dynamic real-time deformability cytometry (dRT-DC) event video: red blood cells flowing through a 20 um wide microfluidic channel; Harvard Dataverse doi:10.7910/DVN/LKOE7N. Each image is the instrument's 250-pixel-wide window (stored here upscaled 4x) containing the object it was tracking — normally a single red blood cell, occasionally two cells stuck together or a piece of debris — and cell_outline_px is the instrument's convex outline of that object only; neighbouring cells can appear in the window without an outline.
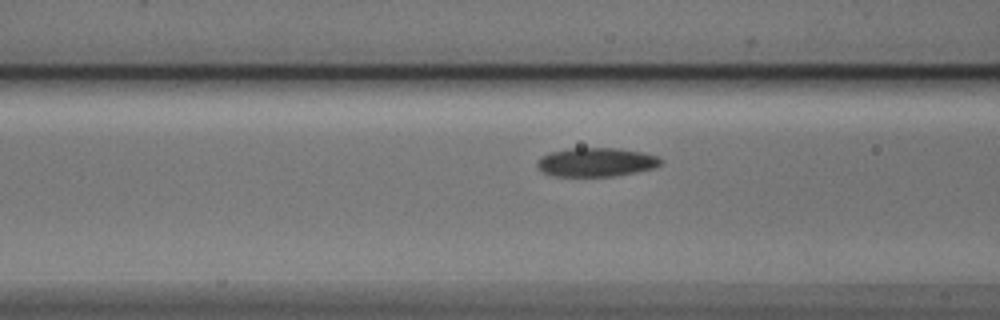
{"species": "Egyptian fruit bat (a non-hibernating species)", "species_latin": "Rousettus aegyptiacus", "temperature_condition": "cold", "stored_images_in_passage": 7, "camera_frame_rate_fps": 3000, "um_per_image_px": 0.085, "animal": {"sex": "male"}, "frame": {"image": 1, "passage_image": 5, "time_ms": 1.333, "image_size_px": [1000, 320], "cell_outline_px": [[664, 160], [656, 168], [616, 176], [552, 176], [536, 168], [536, 160], [540, 156], [548, 152], [568, 148], [620, 148], [644, 152], [656, 156]], "centroid_in_image_um": [50.65, 13.78], "position_along_channel_um": 115.9, "area_um2": 21.21}}